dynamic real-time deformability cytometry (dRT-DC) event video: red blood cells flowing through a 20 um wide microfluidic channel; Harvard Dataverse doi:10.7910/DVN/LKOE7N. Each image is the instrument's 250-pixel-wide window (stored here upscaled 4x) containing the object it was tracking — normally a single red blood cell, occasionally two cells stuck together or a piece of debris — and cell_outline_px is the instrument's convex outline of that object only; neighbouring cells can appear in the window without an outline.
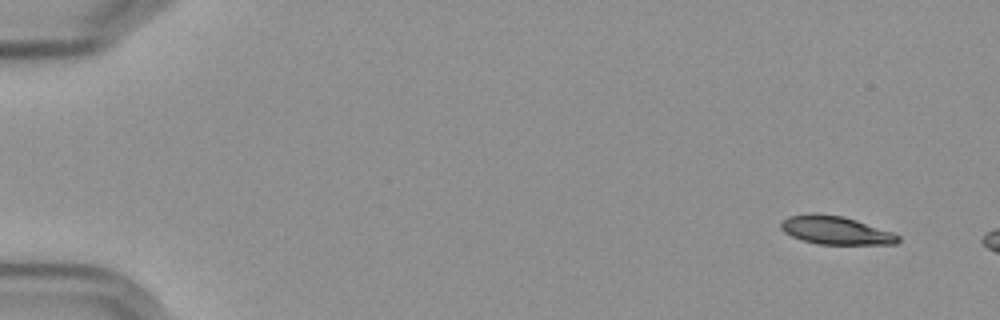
{"species": "Egyptian fruit bat (a non-hibernating species)", "species_latin": "Rousettus aegyptiacus", "temperature_condition": "cold", "stored_images_in_passage": 51, "camera_frame_rate_fps": 3000, "um_per_image_px": 0.085, "frame": {"image": 1, "passage_image": 1, "time_ms": 0.0, "image_size_px": [1000, 320], "cell_outline_px": [[900, 240], [896, 244], [816, 244], [800, 240], [784, 232], [780, 228], [780, 224], [788, 216], [808, 212], [816, 212], [844, 216], [892, 232], [900, 236]], "centroid_in_image_um": [70.99, 19.56], "position_along_channel_um": 14.0, "area_um2": 19.54}}
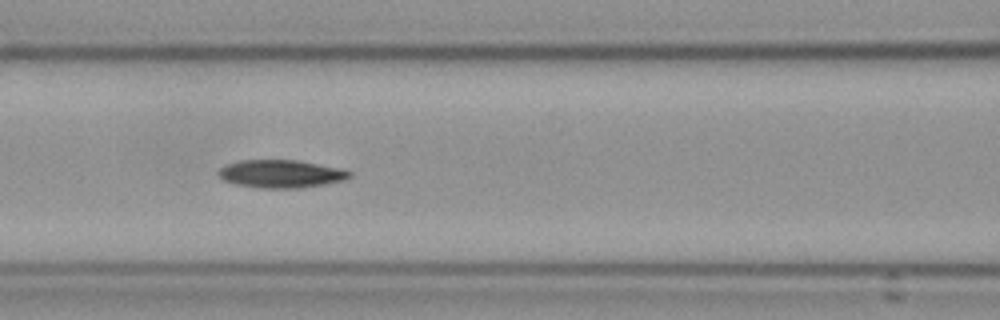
{"frame": {"image": 2, "passage_image": 23, "time_ms": 7.333, "image_size_px": [1000, 320], "cell_outline_px": [[352, 176], [344, 180], [324, 184], [296, 188], [264, 188], [236, 184], [224, 180], [216, 172], [220, 168], [228, 164], [240, 160], [296, 160], [344, 168], [352, 172]], "centroid_in_image_um": [23.92, 14.76], "position_along_channel_um": 142.7, "area_um2": 21.27}}
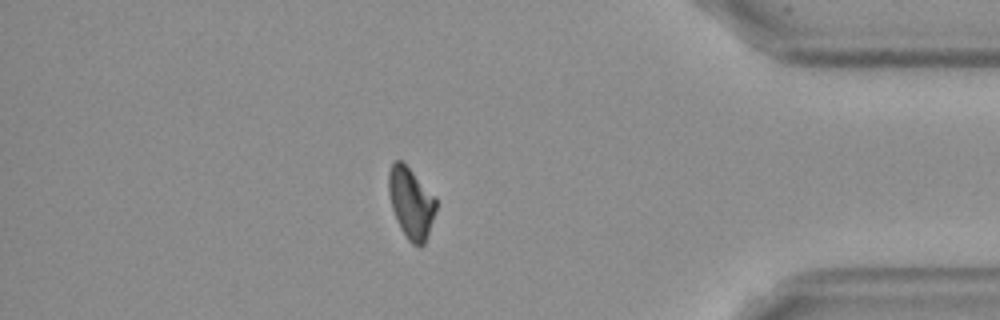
{"frame": {"image": 3, "passage_image": 47, "time_ms": 15.333, "image_size_px": [1000, 320], "cell_outline_px": [[436, 208], [424, 244], [420, 248], [412, 244], [408, 240], [400, 228], [396, 220], [392, 208], [388, 192], [388, 172], [392, 164], [396, 160], [400, 160], [436, 196]], "centroid_in_image_um": [34.92, 17.27], "position_along_channel_um": 400.3, "area_um2": 19.42}}